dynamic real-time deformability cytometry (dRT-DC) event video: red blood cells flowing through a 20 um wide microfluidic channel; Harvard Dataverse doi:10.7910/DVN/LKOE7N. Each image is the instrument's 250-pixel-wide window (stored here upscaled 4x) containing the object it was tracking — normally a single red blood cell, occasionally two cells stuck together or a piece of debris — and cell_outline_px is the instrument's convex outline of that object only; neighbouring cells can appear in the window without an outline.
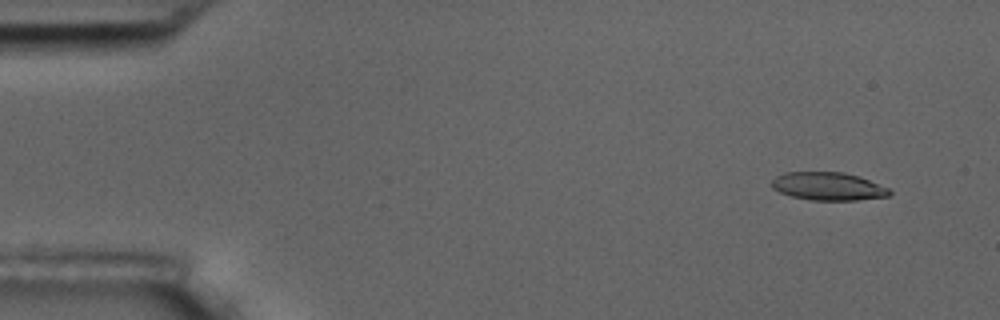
{"species": "common noctule bat (a hibernating species)", "species_latin": "Nyctalus noctula", "temperature_condition": "room temperature", "stored_images_in_passage": 6, "camera_frame_rate_fps": 3000, "um_per_image_px": 0.085, "animal": {"sex": "male", "body_mass_g": 17.5, "forearm_length_mm": 52.3}, "frame": {"image": 1, "passage_image": 2, "time_ms": 1.333, "image_size_px": [1000, 320], "cell_outline_px": [[892, 192], [888, 196], [856, 200], [812, 200], [792, 196], [780, 192], [772, 188], [772, 180], [776, 176], [784, 172], [844, 172], [860, 176], [888, 188]], "centroid_in_image_um": [70.39, 15.83], "position_along_channel_um": 14.6, "area_um2": 19.19}}
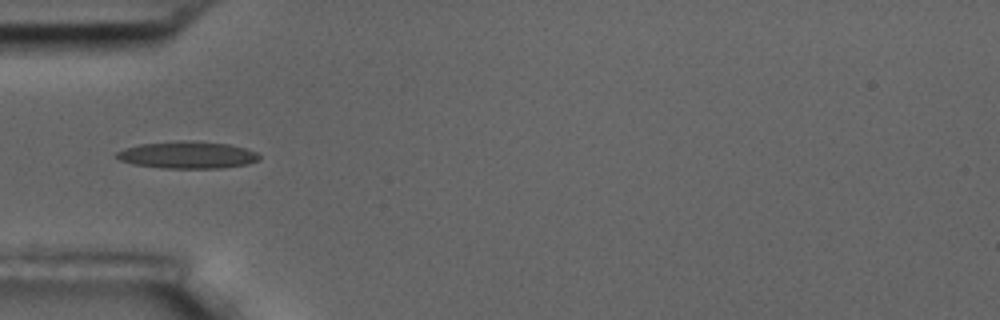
{"frame": {"image": 2, "passage_image": 6, "time_ms": 6.0, "image_size_px": [1000, 320], "cell_outline_px": [[260, 160], [248, 164], [224, 168], [160, 168], [132, 164], [120, 160], [112, 156], [116, 152], [124, 148], [140, 144], [176, 140], [192, 140], [228, 144], [244, 148], [256, 152], [260, 156]], "centroid_in_image_um": [15.9, 13.17], "position_along_channel_um": 69.1, "area_um2": 22.89}}